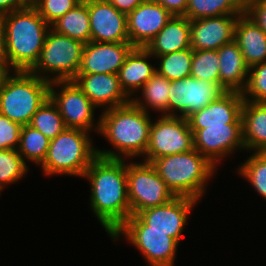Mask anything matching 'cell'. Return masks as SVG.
Here are the masks:
<instances>
[{"instance_id": "cell-1", "label": "cell", "mask_w": 266, "mask_h": 266, "mask_svg": "<svg viewBox=\"0 0 266 266\" xmlns=\"http://www.w3.org/2000/svg\"><path fill=\"white\" fill-rule=\"evenodd\" d=\"M82 178L87 179L90 185L88 208L110 238L131 216L127 189V159L97 156Z\"/></svg>"}, {"instance_id": "cell-2", "label": "cell", "mask_w": 266, "mask_h": 266, "mask_svg": "<svg viewBox=\"0 0 266 266\" xmlns=\"http://www.w3.org/2000/svg\"><path fill=\"white\" fill-rule=\"evenodd\" d=\"M153 115L132 101L100 112L98 136L109 142L111 148H98L97 156L108 159H141L149 144Z\"/></svg>"}, {"instance_id": "cell-3", "label": "cell", "mask_w": 266, "mask_h": 266, "mask_svg": "<svg viewBox=\"0 0 266 266\" xmlns=\"http://www.w3.org/2000/svg\"><path fill=\"white\" fill-rule=\"evenodd\" d=\"M0 23L5 34L10 71L29 72L38 61L51 26L31 3L0 16Z\"/></svg>"}, {"instance_id": "cell-4", "label": "cell", "mask_w": 266, "mask_h": 266, "mask_svg": "<svg viewBox=\"0 0 266 266\" xmlns=\"http://www.w3.org/2000/svg\"><path fill=\"white\" fill-rule=\"evenodd\" d=\"M151 164L175 196L190 197L200 203L209 191V182L216 179L220 170L196 149L166 155Z\"/></svg>"}, {"instance_id": "cell-5", "label": "cell", "mask_w": 266, "mask_h": 266, "mask_svg": "<svg viewBox=\"0 0 266 266\" xmlns=\"http://www.w3.org/2000/svg\"><path fill=\"white\" fill-rule=\"evenodd\" d=\"M91 132L66 128L50 140L41 168L47 177L71 176L82 178L91 162L97 157L96 143Z\"/></svg>"}, {"instance_id": "cell-6", "label": "cell", "mask_w": 266, "mask_h": 266, "mask_svg": "<svg viewBox=\"0 0 266 266\" xmlns=\"http://www.w3.org/2000/svg\"><path fill=\"white\" fill-rule=\"evenodd\" d=\"M50 97V82L24 71H11L0 88V114L25 126Z\"/></svg>"}, {"instance_id": "cell-7", "label": "cell", "mask_w": 266, "mask_h": 266, "mask_svg": "<svg viewBox=\"0 0 266 266\" xmlns=\"http://www.w3.org/2000/svg\"><path fill=\"white\" fill-rule=\"evenodd\" d=\"M198 203L200 202L190 197L176 196L164 205L131 215L116 231L165 232L180 244L184 236L183 232Z\"/></svg>"}, {"instance_id": "cell-8", "label": "cell", "mask_w": 266, "mask_h": 266, "mask_svg": "<svg viewBox=\"0 0 266 266\" xmlns=\"http://www.w3.org/2000/svg\"><path fill=\"white\" fill-rule=\"evenodd\" d=\"M84 44L49 29L38 61L29 71L48 82L73 80L78 74Z\"/></svg>"}, {"instance_id": "cell-9", "label": "cell", "mask_w": 266, "mask_h": 266, "mask_svg": "<svg viewBox=\"0 0 266 266\" xmlns=\"http://www.w3.org/2000/svg\"><path fill=\"white\" fill-rule=\"evenodd\" d=\"M127 189L131 215L164 205L176 197L154 166L140 159L127 160Z\"/></svg>"}, {"instance_id": "cell-10", "label": "cell", "mask_w": 266, "mask_h": 266, "mask_svg": "<svg viewBox=\"0 0 266 266\" xmlns=\"http://www.w3.org/2000/svg\"><path fill=\"white\" fill-rule=\"evenodd\" d=\"M50 99L58 107L66 128L98 134L100 111L73 80L50 82Z\"/></svg>"}, {"instance_id": "cell-11", "label": "cell", "mask_w": 266, "mask_h": 266, "mask_svg": "<svg viewBox=\"0 0 266 266\" xmlns=\"http://www.w3.org/2000/svg\"><path fill=\"white\" fill-rule=\"evenodd\" d=\"M193 149V133L187 119L180 116L155 115L150 127L149 144L140 160L151 163L154 159Z\"/></svg>"}, {"instance_id": "cell-12", "label": "cell", "mask_w": 266, "mask_h": 266, "mask_svg": "<svg viewBox=\"0 0 266 266\" xmlns=\"http://www.w3.org/2000/svg\"><path fill=\"white\" fill-rule=\"evenodd\" d=\"M226 90L219 84L196 79L192 76L170 81L168 116L187 119L212 101L217 100Z\"/></svg>"}, {"instance_id": "cell-13", "label": "cell", "mask_w": 266, "mask_h": 266, "mask_svg": "<svg viewBox=\"0 0 266 266\" xmlns=\"http://www.w3.org/2000/svg\"><path fill=\"white\" fill-rule=\"evenodd\" d=\"M193 133L194 149L206 157L218 169L236 153L245 154L242 138V123L225 126H205L204 129H190ZM243 151V152H242Z\"/></svg>"}, {"instance_id": "cell-14", "label": "cell", "mask_w": 266, "mask_h": 266, "mask_svg": "<svg viewBox=\"0 0 266 266\" xmlns=\"http://www.w3.org/2000/svg\"><path fill=\"white\" fill-rule=\"evenodd\" d=\"M110 238L115 245L123 239L134 246L148 266H176L180 244L165 232L115 231Z\"/></svg>"}, {"instance_id": "cell-15", "label": "cell", "mask_w": 266, "mask_h": 266, "mask_svg": "<svg viewBox=\"0 0 266 266\" xmlns=\"http://www.w3.org/2000/svg\"><path fill=\"white\" fill-rule=\"evenodd\" d=\"M88 11L92 42H130L127 15L108 0H88Z\"/></svg>"}, {"instance_id": "cell-16", "label": "cell", "mask_w": 266, "mask_h": 266, "mask_svg": "<svg viewBox=\"0 0 266 266\" xmlns=\"http://www.w3.org/2000/svg\"><path fill=\"white\" fill-rule=\"evenodd\" d=\"M134 46L130 42L84 44L78 74H118Z\"/></svg>"}, {"instance_id": "cell-17", "label": "cell", "mask_w": 266, "mask_h": 266, "mask_svg": "<svg viewBox=\"0 0 266 266\" xmlns=\"http://www.w3.org/2000/svg\"><path fill=\"white\" fill-rule=\"evenodd\" d=\"M240 15L242 14L190 20V47L193 50H218L231 42Z\"/></svg>"}, {"instance_id": "cell-18", "label": "cell", "mask_w": 266, "mask_h": 266, "mask_svg": "<svg viewBox=\"0 0 266 266\" xmlns=\"http://www.w3.org/2000/svg\"><path fill=\"white\" fill-rule=\"evenodd\" d=\"M171 17L162 5L153 0H144L127 15L130 43L134 47L145 48Z\"/></svg>"}, {"instance_id": "cell-19", "label": "cell", "mask_w": 266, "mask_h": 266, "mask_svg": "<svg viewBox=\"0 0 266 266\" xmlns=\"http://www.w3.org/2000/svg\"><path fill=\"white\" fill-rule=\"evenodd\" d=\"M73 81L100 112L131 101L121 88L118 74H77Z\"/></svg>"}, {"instance_id": "cell-20", "label": "cell", "mask_w": 266, "mask_h": 266, "mask_svg": "<svg viewBox=\"0 0 266 266\" xmlns=\"http://www.w3.org/2000/svg\"><path fill=\"white\" fill-rule=\"evenodd\" d=\"M244 100L241 92L226 91L200 111L194 112L187 120L190 129H204L205 126H225L242 123L241 111Z\"/></svg>"}, {"instance_id": "cell-21", "label": "cell", "mask_w": 266, "mask_h": 266, "mask_svg": "<svg viewBox=\"0 0 266 266\" xmlns=\"http://www.w3.org/2000/svg\"><path fill=\"white\" fill-rule=\"evenodd\" d=\"M155 63V57L143 47H134L127 55L119 69L118 78L122 90L130 99L155 74Z\"/></svg>"}, {"instance_id": "cell-22", "label": "cell", "mask_w": 266, "mask_h": 266, "mask_svg": "<svg viewBox=\"0 0 266 266\" xmlns=\"http://www.w3.org/2000/svg\"><path fill=\"white\" fill-rule=\"evenodd\" d=\"M220 85L226 91L242 92L247 83L249 67L238 44L233 39L217 50Z\"/></svg>"}, {"instance_id": "cell-23", "label": "cell", "mask_w": 266, "mask_h": 266, "mask_svg": "<svg viewBox=\"0 0 266 266\" xmlns=\"http://www.w3.org/2000/svg\"><path fill=\"white\" fill-rule=\"evenodd\" d=\"M234 40L249 68L266 61V33L245 13L238 17Z\"/></svg>"}, {"instance_id": "cell-24", "label": "cell", "mask_w": 266, "mask_h": 266, "mask_svg": "<svg viewBox=\"0 0 266 266\" xmlns=\"http://www.w3.org/2000/svg\"><path fill=\"white\" fill-rule=\"evenodd\" d=\"M145 48L155 58L190 48V20L185 16H172Z\"/></svg>"}, {"instance_id": "cell-25", "label": "cell", "mask_w": 266, "mask_h": 266, "mask_svg": "<svg viewBox=\"0 0 266 266\" xmlns=\"http://www.w3.org/2000/svg\"><path fill=\"white\" fill-rule=\"evenodd\" d=\"M241 119L246 154L266 152V103L244 100Z\"/></svg>"}, {"instance_id": "cell-26", "label": "cell", "mask_w": 266, "mask_h": 266, "mask_svg": "<svg viewBox=\"0 0 266 266\" xmlns=\"http://www.w3.org/2000/svg\"><path fill=\"white\" fill-rule=\"evenodd\" d=\"M169 87L170 80L155 72L131 101L149 114L168 115Z\"/></svg>"}, {"instance_id": "cell-27", "label": "cell", "mask_w": 266, "mask_h": 266, "mask_svg": "<svg viewBox=\"0 0 266 266\" xmlns=\"http://www.w3.org/2000/svg\"><path fill=\"white\" fill-rule=\"evenodd\" d=\"M55 32L69 36L83 44L91 41L88 0H83L75 8L61 16L51 25Z\"/></svg>"}, {"instance_id": "cell-28", "label": "cell", "mask_w": 266, "mask_h": 266, "mask_svg": "<svg viewBox=\"0 0 266 266\" xmlns=\"http://www.w3.org/2000/svg\"><path fill=\"white\" fill-rule=\"evenodd\" d=\"M249 183L257 196L266 200V152H250L249 156L234 168V173ZM266 202V201H265Z\"/></svg>"}, {"instance_id": "cell-29", "label": "cell", "mask_w": 266, "mask_h": 266, "mask_svg": "<svg viewBox=\"0 0 266 266\" xmlns=\"http://www.w3.org/2000/svg\"><path fill=\"white\" fill-rule=\"evenodd\" d=\"M244 13L245 5L240 0H188L184 16L195 20Z\"/></svg>"}, {"instance_id": "cell-30", "label": "cell", "mask_w": 266, "mask_h": 266, "mask_svg": "<svg viewBox=\"0 0 266 266\" xmlns=\"http://www.w3.org/2000/svg\"><path fill=\"white\" fill-rule=\"evenodd\" d=\"M49 143L50 139L27 124L21 128L17 150L29 167H31L29 163L39 167L46 157Z\"/></svg>"}, {"instance_id": "cell-31", "label": "cell", "mask_w": 266, "mask_h": 266, "mask_svg": "<svg viewBox=\"0 0 266 266\" xmlns=\"http://www.w3.org/2000/svg\"><path fill=\"white\" fill-rule=\"evenodd\" d=\"M193 49L176 51L162 56H157L156 72L170 81H175L189 77L191 74V64Z\"/></svg>"}, {"instance_id": "cell-32", "label": "cell", "mask_w": 266, "mask_h": 266, "mask_svg": "<svg viewBox=\"0 0 266 266\" xmlns=\"http://www.w3.org/2000/svg\"><path fill=\"white\" fill-rule=\"evenodd\" d=\"M29 169L17 149L0 150V193L10 185L23 181Z\"/></svg>"}, {"instance_id": "cell-33", "label": "cell", "mask_w": 266, "mask_h": 266, "mask_svg": "<svg viewBox=\"0 0 266 266\" xmlns=\"http://www.w3.org/2000/svg\"><path fill=\"white\" fill-rule=\"evenodd\" d=\"M29 125L40 131L50 140L66 129L59 109L50 97L34 113Z\"/></svg>"}, {"instance_id": "cell-34", "label": "cell", "mask_w": 266, "mask_h": 266, "mask_svg": "<svg viewBox=\"0 0 266 266\" xmlns=\"http://www.w3.org/2000/svg\"><path fill=\"white\" fill-rule=\"evenodd\" d=\"M190 76L220 85L217 50H193Z\"/></svg>"}, {"instance_id": "cell-35", "label": "cell", "mask_w": 266, "mask_h": 266, "mask_svg": "<svg viewBox=\"0 0 266 266\" xmlns=\"http://www.w3.org/2000/svg\"><path fill=\"white\" fill-rule=\"evenodd\" d=\"M243 100L266 103V61L249 68Z\"/></svg>"}, {"instance_id": "cell-36", "label": "cell", "mask_w": 266, "mask_h": 266, "mask_svg": "<svg viewBox=\"0 0 266 266\" xmlns=\"http://www.w3.org/2000/svg\"><path fill=\"white\" fill-rule=\"evenodd\" d=\"M83 0H30L39 15L51 26L61 16L75 8Z\"/></svg>"}, {"instance_id": "cell-37", "label": "cell", "mask_w": 266, "mask_h": 266, "mask_svg": "<svg viewBox=\"0 0 266 266\" xmlns=\"http://www.w3.org/2000/svg\"><path fill=\"white\" fill-rule=\"evenodd\" d=\"M22 126L0 114V150L17 149Z\"/></svg>"}, {"instance_id": "cell-38", "label": "cell", "mask_w": 266, "mask_h": 266, "mask_svg": "<svg viewBox=\"0 0 266 266\" xmlns=\"http://www.w3.org/2000/svg\"><path fill=\"white\" fill-rule=\"evenodd\" d=\"M245 14L266 33V0H251L245 6Z\"/></svg>"}, {"instance_id": "cell-39", "label": "cell", "mask_w": 266, "mask_h": 266, "mask_svg": "<svg viewBox=\"0 0 266 266\" xmlns=\"http://www.w3.org/2000/svg\"><path fill=\"white\" fill-rule=\"evenodd\" d=\"M162 5L172 16H184L188 0H153Z\"/></svg>"}, {"instance_id": "cell-40", "label": "cell", "mask_w": 266, "mask_h": 266, "mask_svg": "<svg viewBox=\"0 0 266 266\" xmlns=\"http://www.w3.org/2000/svg\"><path fill=\"white\" fill-rule=\"evenodd\" d=\"M30 0H0V16L27 6Z\"/></svg>"}, {"instance_id": "cell-41", "label": "cell", "mask_w": 266, "mask_h": 266, "mask_svg": "<svg viewBox=\"0 0 266 266\" xmlns=\"http://www.w3.org/2000/svg\"><path fill=\"white\" fill-rule=\"evenodd\" d=\"M118 11L128 15L144 0H108Z\"/></svg>"}, {"instance_id": "cell-42", "label": "cell", "mask_w": 266, "mask_h": 266, "mask_svg": "<svg viewBox=\"0 0 266 266\" xmlns=\"http://www.w3.org/2000/svg\"><path fill=\"white\" fill-rule=\"evenodd\" d=\"M0 66L9 67L8 57L6 53L5 34L1 23H0Z\"/></svg>"}, {"instance_id": "cell-43", "label": "cell", "mask_w": 266, "mask_h": 266, "mask_svg": "<svg viewBox=\"0 0 266 266\" xmlns=\"http://www.w3.org/2000/svg\"><path fill=\"white\" fill-rule=\"evenodd\" d=\"M9 67H1L0 66V88L2 86V83L5 79V77L10 73Z\"/></svg>"}, {"instance_id": "cell-44", "label": "cell", "mask_w": 266, "mask_h": 266, "mask_svg": "<svg viewBox=\"0 0 266 266\" xmlns=\"http://www.w3.org/2000/svg\"><path fill=\"white\" fill-rule=\"evenodd\" d=\"M245 6L251 1V0H240Z\"/></svg>"}]
</instances>
